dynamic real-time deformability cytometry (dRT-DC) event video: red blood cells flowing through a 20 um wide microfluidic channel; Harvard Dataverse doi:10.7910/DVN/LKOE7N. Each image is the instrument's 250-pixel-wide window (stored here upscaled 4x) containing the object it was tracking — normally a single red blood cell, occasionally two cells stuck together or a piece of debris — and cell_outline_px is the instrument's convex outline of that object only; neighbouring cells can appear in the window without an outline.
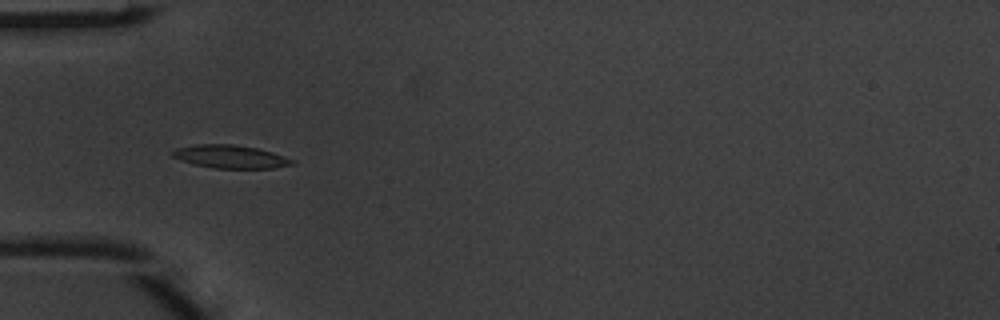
{"species": "common noctule bat (a hibernating species)", "species_latin": "Nyctalus noctula", "temperature_condition": "warm", "stored_images_in_passage": 4, "camera_frame_rate_fps": 3000, "um_per_image_px": 0.085, "animal": {"sex": "male", "body_mass_g": 20.1, "forearm_length_mm": 53.5}, "frame": {"image": 1, "passage_image": 4, "time_ms": 1.0, "image_size_px": [1000, 320], "cell_outline_px": [[296, 164], [272, 168], [212, 168], [192, 164], [180, 160], [172, 156], [172, 152], [176, 148], [196, 144], [232, 144], [256, 148], [272, 152], [296, 160]], "centroid_in_image_um": [19.59, 13.32], "position_along_channel_um": 65.4, "area_um2": 16.18}}